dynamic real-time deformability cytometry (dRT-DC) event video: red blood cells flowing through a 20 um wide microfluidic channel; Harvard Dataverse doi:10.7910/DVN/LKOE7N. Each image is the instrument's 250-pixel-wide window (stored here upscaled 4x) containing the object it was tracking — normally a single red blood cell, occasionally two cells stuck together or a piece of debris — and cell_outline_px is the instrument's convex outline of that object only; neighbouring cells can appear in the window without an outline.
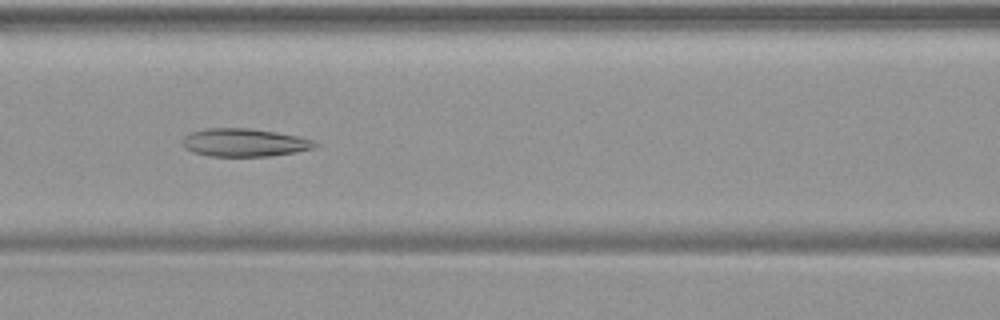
{"species": "common noctule bat (a hibernating species)", "species_latin": "Nyctalus noctula", "temperature_condition": "warm", "stored_images_in_passage": 50, "camera_frame_rate_fps": 3000, "um_per_image_px": 0.085, "animal": {"sex": "female", "body_mass_g": 19.9}, "frame": {"image": 1, "passage_image": 22, "time_ms": 7.0, "image_size_px": [1000, 320], "cell_outline_px": [[320, 144], [316, 148], [296, 152], [268, 156], [208, 156], [192, 152], [184, 148], [184, 136], [192, 132], [208, 128], [248, 128], [276, 132], [296, 136], [312, 140]], "centroid_in_image_um": [20.79, 12.12], "position_along_channel_um": 145.8, "area_um2": 21.56}}
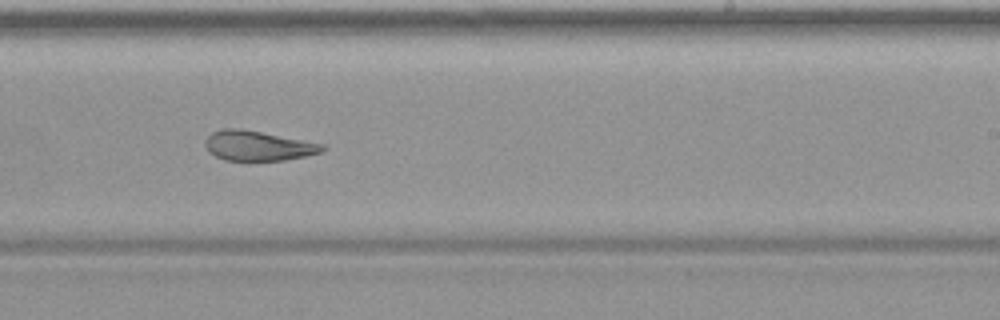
{"frame": {"image": 2, "passage_image": 31, "time_ms": 10.0, "image_size_px": [1000, 320], "cell_outline_px": [[328, 148], [320, 152], [304, 156], [284, 160], [224, 160], [208, 152], [204, 144], [204, 140], [212, 132], [220, 128], [240, 128], [324, 144]], "centroid_in_image_um": [21.88, 12.38], "position_along_channel_um": 267.1, "area_um2": 20.35}}
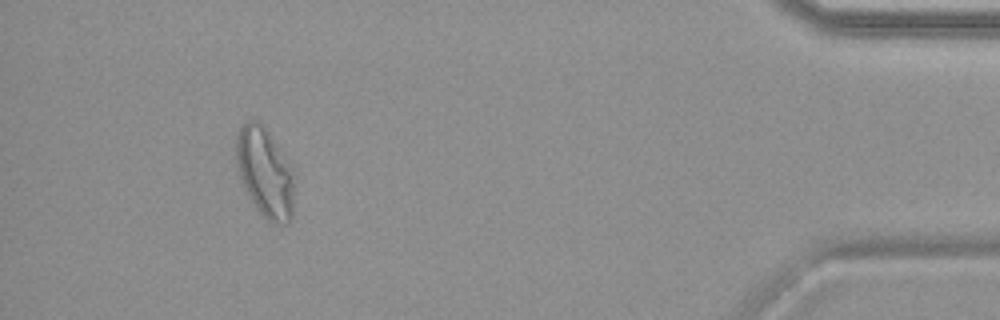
{"frame": {"image": 3, "passage_image": 46, "time_ms": 15.0, "image_size_px": [1000, 320], "cell_outline_px": [[296, 180], [292, 216], [284, 224], [272, 224], [260, 212], [244, 188], [240, 176], [236, 160], [236, 132], [248, 120], [256, 120], [260, 124], [296, 168]], "centroid_in_image_um": [22.58, 14.68], "position_along_channel_um": 412.6, "area_um2": 30.63}}